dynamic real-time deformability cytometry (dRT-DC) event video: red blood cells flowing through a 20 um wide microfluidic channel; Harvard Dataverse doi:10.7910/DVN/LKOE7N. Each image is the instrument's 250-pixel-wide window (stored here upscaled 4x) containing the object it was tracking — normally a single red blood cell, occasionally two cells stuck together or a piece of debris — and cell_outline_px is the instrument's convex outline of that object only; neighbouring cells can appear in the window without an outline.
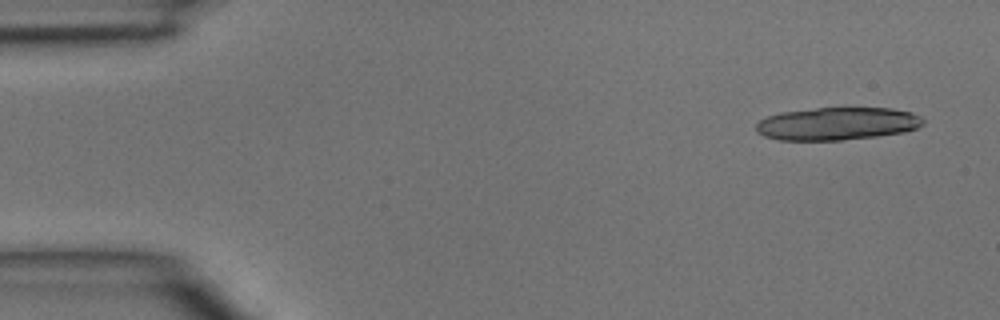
{"species": "common noctule bat (a hibernating species)", "species_latin": "Nyctalus noctula", "temperature_condition": "room temperature", "stored_images_in_passage": 5, "camera_frame_rate_fps": 3000, "um_per_image_px": 0.085, "animal": {"sex": "male", "body_mass_g": 15.6}, "frame": {"image": 1, "passage_image": 1, "time_ms": 0.0, "image_size_px": [1000, 320], "cell_outline_px": [[924, 124], [916, 128], [904, 132], [876, 136], [840, 140], [780, 140], [764, 136], [756, 132], [756, 124], [760, 120], [768, 116], [780, 112], [816, 108], [892, 108], [912, 112], [920, 116], [924, 120]], "centroid_in_image_um": [71.16, 10.51], "position_along_channel_um": 13.8, "area_um2": 31.91}}
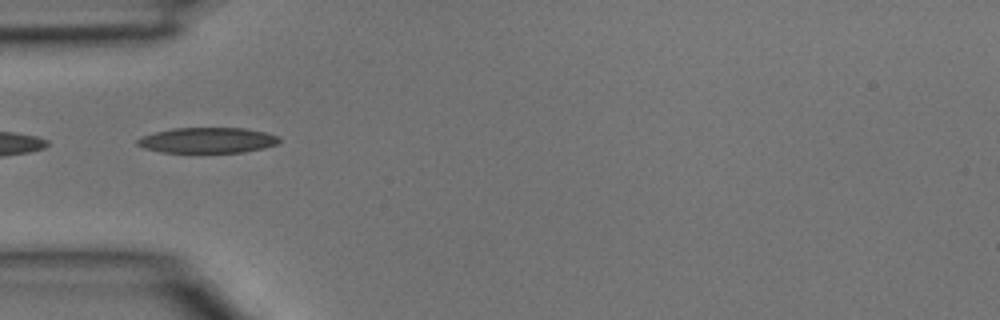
{"frame": {"image": 2, "passage_image": 4, "time_ms": 1.0, "image_size_px": [1000, 320], "cell_outline_px": [[280, 140], [276, 144], [264, 148], [244, 152], [160, 152], [144, 148], [136, 144], [136, 140], [140, 136], [172, 128], [244, 128], [264, 132], [280, 136]], "centroid_in_image_um": [17.62, 11.92], "position_along_channel_um": 67.4, "area_um2": 21.1}}